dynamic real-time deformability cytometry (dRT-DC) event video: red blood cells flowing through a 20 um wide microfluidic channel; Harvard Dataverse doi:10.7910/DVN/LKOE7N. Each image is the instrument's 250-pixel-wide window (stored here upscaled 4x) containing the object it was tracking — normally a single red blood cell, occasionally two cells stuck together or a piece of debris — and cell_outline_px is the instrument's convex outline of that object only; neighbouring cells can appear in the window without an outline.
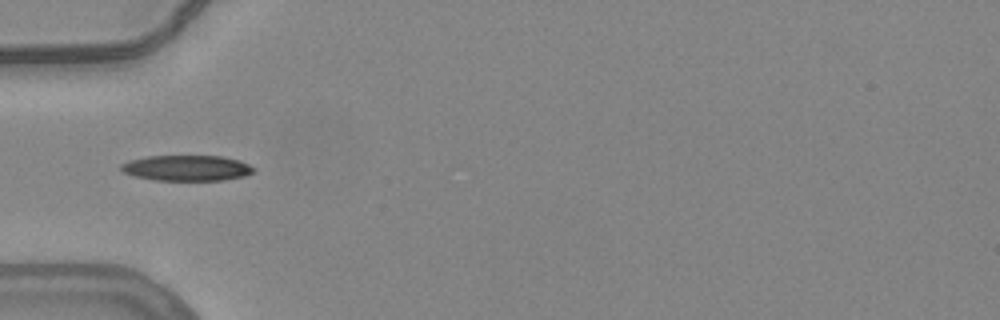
{"species": "common noctule bat (a hibernating species)", "species_latin": "Nyctalus noctula", "temperature_condition": "warm", "stored_images_in_passage": 18, "camera_frame_rate_fps": 3000, "um_per_image_px": 0.085, "animal": {"sex": "female", "body_mass_g": 24.6, "forearm_length_mm": 56.2}, "frame": {"image": 1, "passage_image": 1, "time_ms": 0.0, "image_size_px": [1000, 320], "cell_outline_px": [[256, 168], [252, 172], [244, 176], [224, 180], [156, 180], [136, 176], [124, 172], [120, 168], [120, 164], [128, 160], [148, 156], [220, 156], [240, 160]], "centroid_in_image_um": [15.88, 14.27], "position_along_channel_um": 69.1, "area_um2": 19.71}}